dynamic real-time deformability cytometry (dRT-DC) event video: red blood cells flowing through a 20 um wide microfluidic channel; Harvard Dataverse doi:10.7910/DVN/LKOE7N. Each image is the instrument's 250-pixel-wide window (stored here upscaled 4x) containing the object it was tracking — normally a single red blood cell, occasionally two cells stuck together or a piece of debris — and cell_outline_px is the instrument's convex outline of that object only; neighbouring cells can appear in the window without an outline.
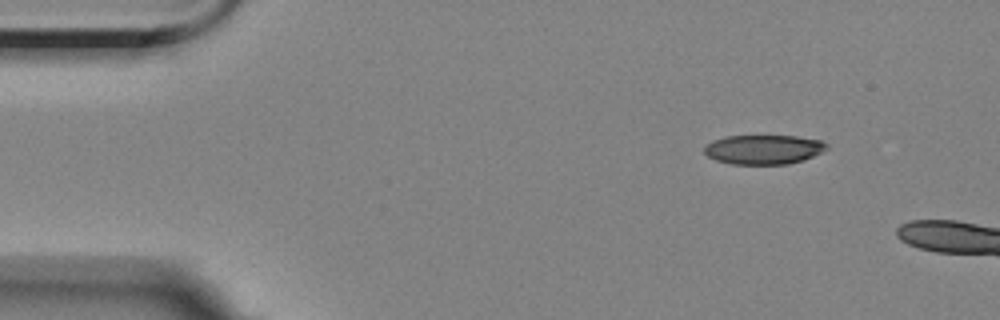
{"species": "Egyptian fruit bat (a non-hibernating species)", "species_latin": "Rousettus aegyptiacus", "temperature_condition": "room temperature", "stored_images_in_passage": 3, "camera_frame_rate_fps": 3000, "um_per_image_px": 0.085, "animal": {"sex": "female"}, "frame": {"image": 1, "passage_image": 1, "time_ms": 0.0, "image_size_px": [1000, 320], "cell_outline_px": [[828, 148], [804, 160], [788, 164], [732, 164], [716, 160], [708, 156], [704, 152], [704, 144], [712, 140], [724, 136], [796, 136], [820, 140], [828, 144]], "centroid_in_image_um": [64.87, 12.7], "position_along_channel_um": 20.1, "area_um2": 21.04}}